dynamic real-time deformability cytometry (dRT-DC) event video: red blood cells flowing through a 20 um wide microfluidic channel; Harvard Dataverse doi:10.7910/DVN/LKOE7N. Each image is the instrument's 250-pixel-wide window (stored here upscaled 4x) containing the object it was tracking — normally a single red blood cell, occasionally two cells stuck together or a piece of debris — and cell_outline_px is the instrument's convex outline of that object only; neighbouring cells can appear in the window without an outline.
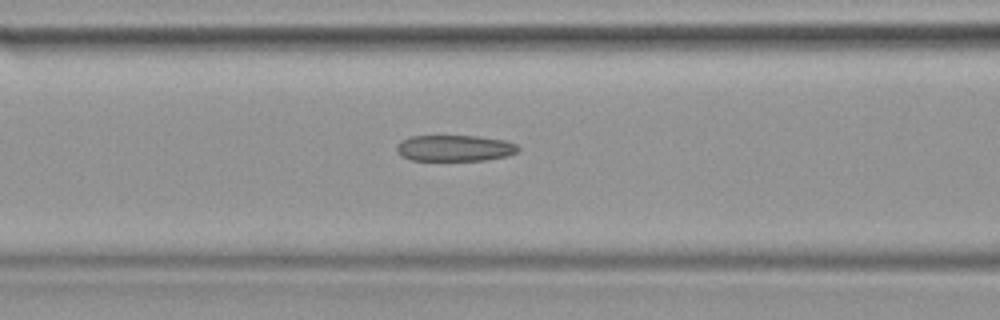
{"species": "common noctule bat (a hibernating species)", "species_latin": "Nyctalus noctula", "temperature_condition": "warm", "stored_images_in_passage": 36, "camera_frame_rate_fps": 3000, "um_per_image_px": 0.085, "animal": {"sex": "female", "body_mass_g": 19.9}, "frame": {"image": 1, "passage_image": 16, "time_ms": 5.0, "image_size_px": [1000, 320], "cell_outline_px": [[520, 152], [508, 156], [484, 160], [412, 160], [400, 156], [396, 152], [396, 144], [400, 140], [412, 136], [480, 136], [504, 140], [516, 144], [520, 148]], "centroid_in_image_um": [38.65, 12.59], "position_along_channel_um": 128.0, "area_um2": 18.79}}